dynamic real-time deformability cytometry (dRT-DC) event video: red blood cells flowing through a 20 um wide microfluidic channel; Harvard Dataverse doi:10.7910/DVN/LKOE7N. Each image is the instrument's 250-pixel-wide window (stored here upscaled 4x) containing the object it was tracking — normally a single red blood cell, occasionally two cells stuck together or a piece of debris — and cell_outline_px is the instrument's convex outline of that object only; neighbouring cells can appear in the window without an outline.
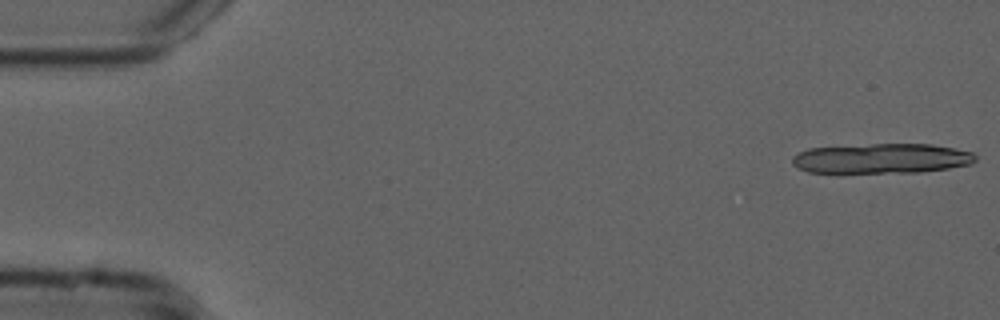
{"species": "common noctule bat (a hibernating species)", "species_latin": "Nyctalus noctula", "temperature_condition": "cold", "stored_images_in_passage": 5, "camera_frame_rate_fps": 3000, "um_per_image_px": 0.085, "animal": {"sex": "male", "forearm_length_mm": 52.5}, "frame": {"image": 1, "passage_image": 1, "time_ms": 0.0, "image_size_px": [1000, 320], "cell_outline_px": [[976, 160], [972, 164], [948, 168], [920, 172], [808, 172], [792, 164], [792, 156], [808, 148], [872, 144], [932, 144], [956, 148], [972, 152], [976, 156]], "centroid_in_image_um": [74.97, 13.46], "position_along_channel_um": 10.0, "area_um2": 31.85}}